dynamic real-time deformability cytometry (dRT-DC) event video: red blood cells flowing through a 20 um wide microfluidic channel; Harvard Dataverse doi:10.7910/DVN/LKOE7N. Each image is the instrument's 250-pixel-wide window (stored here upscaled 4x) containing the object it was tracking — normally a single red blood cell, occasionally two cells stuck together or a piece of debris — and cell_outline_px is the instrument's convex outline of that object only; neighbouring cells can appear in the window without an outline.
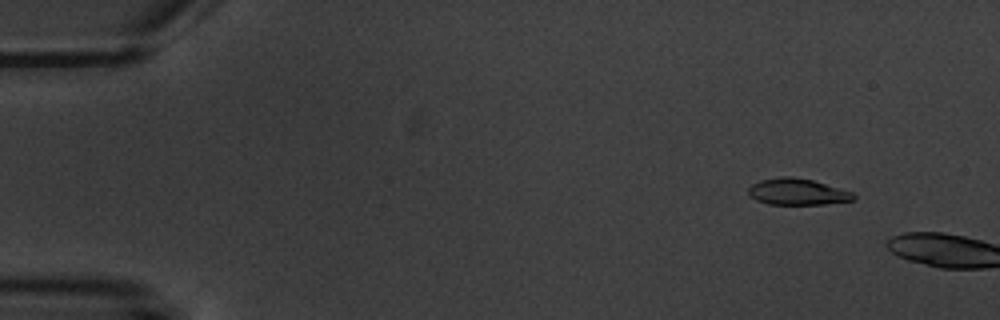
{"species": "common noctule bat (a hibernating species)", "species_latin": "Nyctalus noctula", "temperature_condition": "warm", "stored_images_in_passage": 3, "camera_frame_rate_fps": 3000, "um_per_image_px": 0.085, "animal": {"sex": "male", "body_mass_g": 20.1, "forearm_length_mm": 53.5}, "frame": {"image": 1, "passage_image": 2, "time_ms": 1.333, "image_size_px": [1000, 320], "cell_outline_px": [[856, 196], [852, 200], [824, 204], [768, 204], [756, 200], [748, 192], [748, 188], [752, 184], [760, 180], [784, 176], [792, 176], [812, 180], [852, 192]], "centroid_in_image_um": [67.75, 16.3], "position_along_channel_um": 17.2, "area_um2": 15.95}}